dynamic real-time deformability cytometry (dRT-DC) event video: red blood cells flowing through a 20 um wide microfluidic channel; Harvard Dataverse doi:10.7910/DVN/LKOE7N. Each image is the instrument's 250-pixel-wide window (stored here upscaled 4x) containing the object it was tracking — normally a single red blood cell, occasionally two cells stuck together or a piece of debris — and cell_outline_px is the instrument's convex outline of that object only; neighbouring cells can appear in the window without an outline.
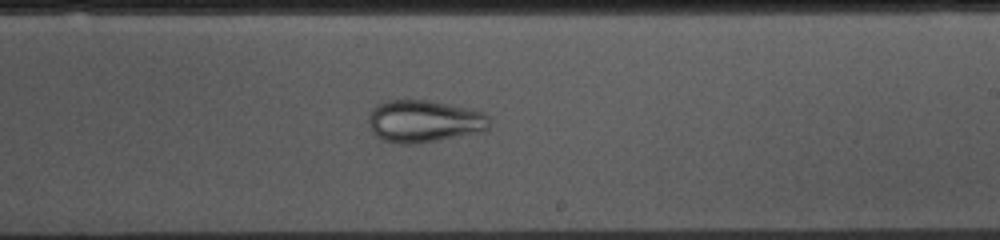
{"species": "common noctule bat (a hibernating species)", "species_latin": "Nyctalus noctula", "temperature_condition": "cold", "stored_images_in_passage": 51, "camera_frame_rate_fps": 3000, "um_per_image_px": 0.085, "animal": {"sex": "female", "body_mass_g": 10.0, "forearm_length_mm": 53.1}, "frame": {"image": 1, "passage_image": 28, "time_ms": 9.0, "image_size_px": [1000, 240], "cell_outline_px": [[488, 128], [484, 132], [416, 144], [400, 144], [380, 140], [372, 132], [368, 124], [368, 116], [372, 108], [388, 100], [428, 100], [468, 108], [484, 112], [488, 116]], "centroid_in_image_um": [36.03, 10.32], "position_along_channel_um": 253.0, "area_um2": 30.06}}
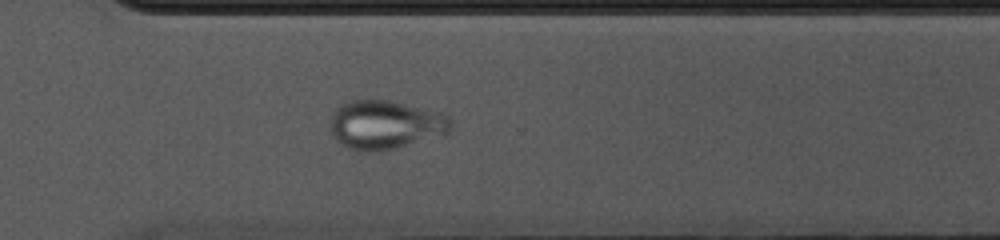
{"frame": {"image": 2, "passage_image": 35, "time_ms": 11.333, "image_size_px": [1000, 240], "cell_outline_px": [[452, 128], [444, 136], [384, 152], [360, 152], [348, 148], [336, 140], [332, 136], [332, 112], [340, 104], [352, 100], [388, 100], [444, 112], [452, 120]], "centroid_in_image_um": [32.82, 10.63], "position_along_channel_um": 337.8, "area_um2": 35.2}}
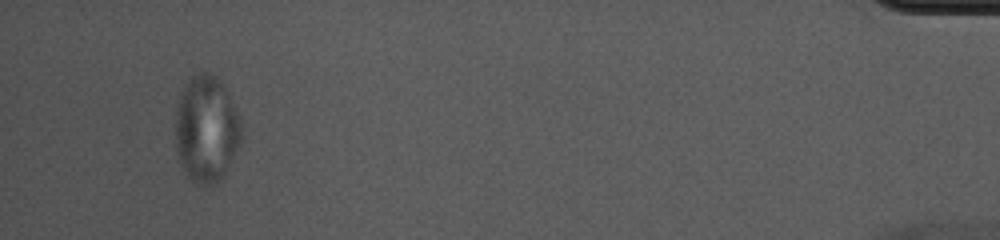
{"frame": {"image": 3, "passage_image": 48, "time_ms": 15.667, "image_size_px": [1000, 240], "cell_outline_px": [[240, 140], [224, 172], [212, 184], [204, 188], [196, 184], [184, 172], [180, 164], [176, 152], [176, 112], [180, 96], [184, 84], [192, 76], [200, 72], [208, 72], [216, 76], [220, 80], [228, 92], [240, 120]], "centroid_in_image_um": [17.5, 10.95], "position_along_channel_um": 417.7, "area_um2": 40.46}}